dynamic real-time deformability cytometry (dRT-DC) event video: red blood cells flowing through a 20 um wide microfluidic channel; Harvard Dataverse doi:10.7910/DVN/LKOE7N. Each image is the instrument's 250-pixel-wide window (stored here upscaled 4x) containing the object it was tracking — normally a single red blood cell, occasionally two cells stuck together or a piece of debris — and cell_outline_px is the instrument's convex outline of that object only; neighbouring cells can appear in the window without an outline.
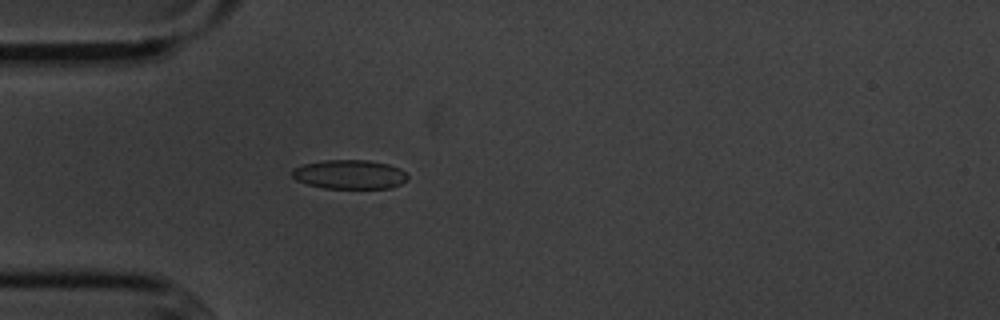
{"species": "common noctule bat (a hibernating species)", "species_latin": "Nyctalus noctula", "temperature_condition": "cold", "stored_images_in_passage": 3, "camera_frame_rate_fps": 3000, "um_per_image_px": 0.085, "animal": {"sex": "male", "body_mass_g": 20.1, "forearm_length_mm": 53.5}, "frame": {"image": 1, "passage_image": 3, "time_ms": 2.333, "image_size_px": [1000, 320], "cell_outline_px": [[408, 180], [392, 188], [324, 188], [308, 184], [296, 180], [288, 172], [292, 168], [304, 164], [324, 160], [368, 160], [388, 164], [400, 168], [408, 176]], "centroid_in_image_um": [29.7, 14.82], "position_along_channel_um": 55.3, "area_um2": 19.77}}